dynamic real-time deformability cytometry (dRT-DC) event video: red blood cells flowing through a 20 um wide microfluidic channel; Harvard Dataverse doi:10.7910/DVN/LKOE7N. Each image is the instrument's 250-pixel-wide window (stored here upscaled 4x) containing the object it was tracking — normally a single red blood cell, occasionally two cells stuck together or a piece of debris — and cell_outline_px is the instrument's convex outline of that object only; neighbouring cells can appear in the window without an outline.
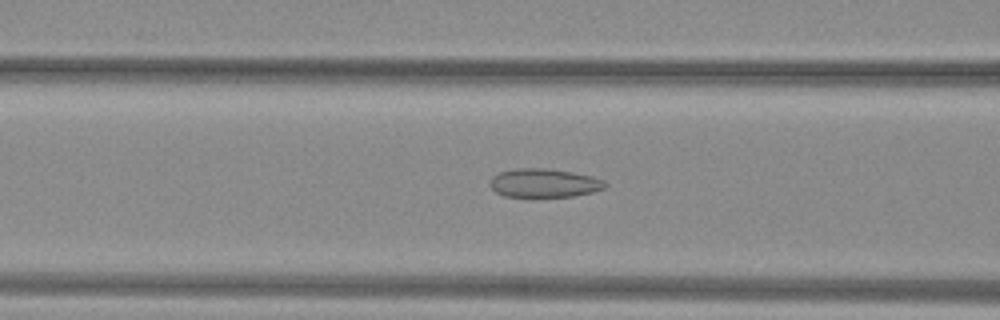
{"species": "common noctule bat (a hibernating species)", "species_latin": "Nyctalus noctula", "temperature_condition": "warm", "stored_images_in_passage": 26, "camera_frame_rate_fps": 3000, "um_per_image_px": 0.085, "animal": {"sex": "female", "body_mass_g": 29.2, "forearm_length_mm": 56.3}, "frame": {"image": 1, "passage_image": 5, "time_ms": 1.333, "image_size_px": [1000, 320], "cell_outline_px": [[608, 184], [604, 188], [592, 192], [572, 196], [504, 196], [496, 192], [488, 184], [492, 176], [500, 172], [516, 168], [548, 168], [572, 172], [592, 176], [604, 180]], "centroid_in_image_um": [46.24, 15.54], "position_along_channel_um": 120.4, "area_um2": 19.19}}
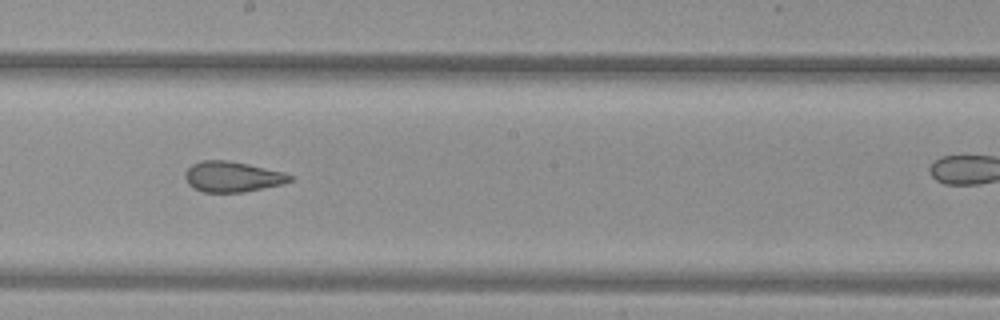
{"frame": {"image": 2, "passage_image": 13, "time_ms": 4.0, "image_size_px": [1000, 320], "cell_outline_px": [[292, 180], [284, 184], [244, 192], [204, 192], [188, 184], [184, 176], [184, 172], [192, 164], [204, 160], [228, 160], [248, 164], [284, 172], [292, 176]], "centroid_in_image_um": [19.76, 15.02], "position_along_channel_um": 228.4, "area_um2": 18.61}}
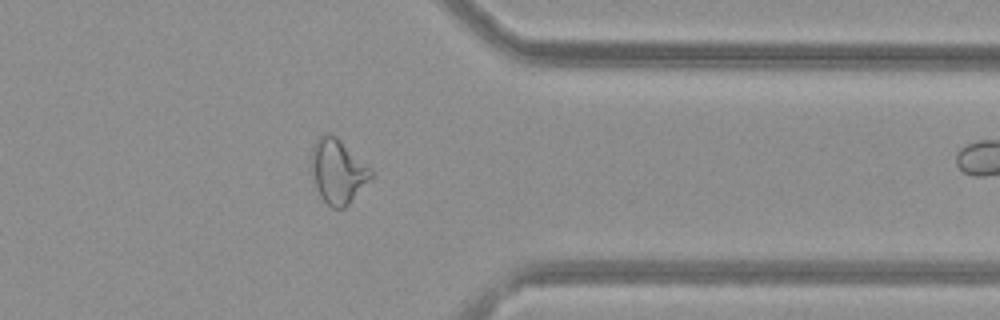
{"frame": {"image": 3, "passage_image": 25, "time_ms": 8.0, "image_size_px": [1000, 320], "cell_outline_px": [[372, 176], [348, 204], [344, 208], [332, 208], [320, 196], [308, 172], [312, 148], [316, 140], [324, 132], [332, 132], [372, 172]], "centroid_in_image_um": [28.6, 14.54], "position_along_channel_um": 382.8, "area_um2": 22.2}}